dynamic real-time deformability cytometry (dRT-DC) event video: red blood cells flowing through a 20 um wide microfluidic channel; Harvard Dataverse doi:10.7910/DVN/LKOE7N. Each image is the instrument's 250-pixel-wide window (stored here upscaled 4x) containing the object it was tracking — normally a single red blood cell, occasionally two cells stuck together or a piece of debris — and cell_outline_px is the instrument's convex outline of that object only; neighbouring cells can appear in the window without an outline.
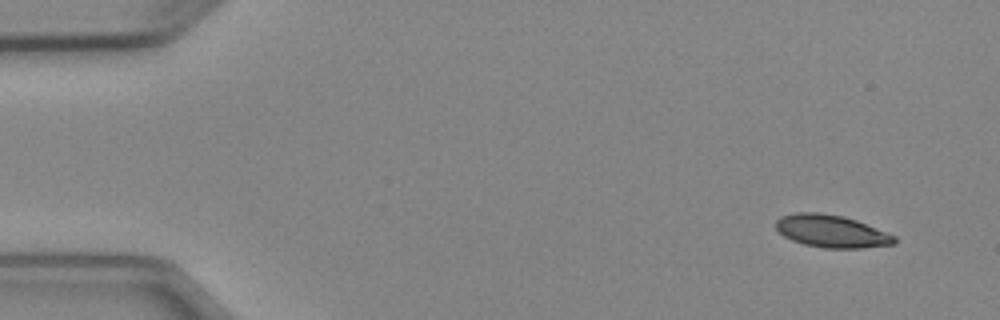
{"species": "Egyptian fruit bat (a non-hibernating species)", "species_latin": "Rousettus aegyptiacus", "temperature_condition": "cold", "stored_images_in_passage": 4, "camera_frame_rate_fps": 3000, "um_per_image_px": 0.085, "animal": {"sex": "female"}, "frame": {"image": 1, "passage_image": 1, "time_ms": 0.0, "image_size_px": [1000, 320], "cell_outline_px": [[896, 244], [860, 248], [824, 248], [804, 244], [792, 240], [784, 236], [776, 228], [776, 220], [780, 216], [796, 212], [820, 212], [844, 216], [856, 220], [896, 236]], "centroid_in_image_um": [70.67, 19.65], "position_along_channel_um": 14.3, "area_um2": 22.48}}
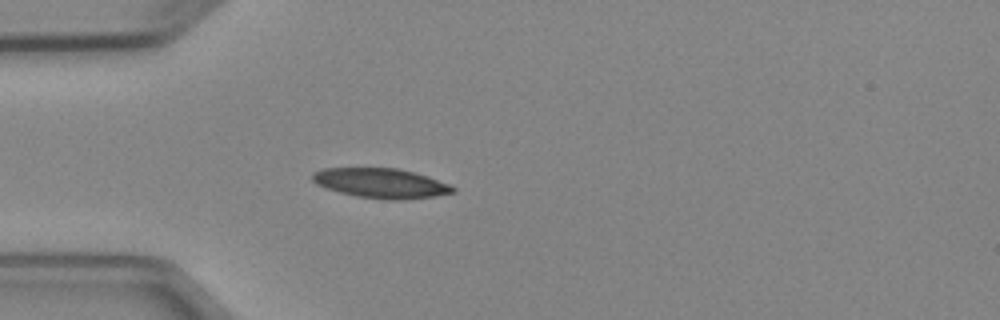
{"frame": {"image": 2, "passage_image": 4, "time_ms": 3.667, "image_size_px": [1000, 320], "cell_outline_px": [[456, 192], [432, 196], [400, 200], [388, 200], [356, 196], [324, 188], [316, 184], [312, 180], [312, 172], [320, 168], [396, 168], [428, 176], [448, 184], [456, 188]], "centroid_in_image_um": [32.33, 15.57], "position_along_channel_um": 52.7, "area_um2": 24.33}}